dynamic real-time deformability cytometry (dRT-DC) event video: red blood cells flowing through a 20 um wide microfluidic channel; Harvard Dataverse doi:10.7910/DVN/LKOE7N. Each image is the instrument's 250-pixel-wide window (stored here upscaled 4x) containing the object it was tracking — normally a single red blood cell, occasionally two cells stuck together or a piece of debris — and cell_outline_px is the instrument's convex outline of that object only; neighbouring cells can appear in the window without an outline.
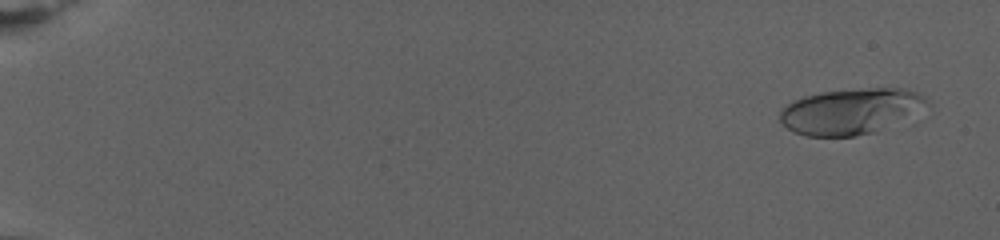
{"species": "human", "species_latin": "Homo sapiens", "temperature_condition": "warm", "stored_images_in_passage": 78, "camera_frame_rate_fps": 3000, "um_per_image_px": 0.085, "donor": {"sex": "female"}, "frame": {"image": 1, "passage_image": 4, "time_ms": 1.0, "image_size_px": [1000, 240], "cell_outline_px": [[928, 104], [876, 132], [852, 136], [804, 136], [792, 132], [780, 120], [780, 112], [792, 100], [804, 96], [824, 92], [868, 88], [900, 88], [916, 92], [924, 96], [928, 100]], "centroid_in_image_um": [72.23, 9.46], "position_along_channel_um": 12.8, "area_um2": 38.38}}
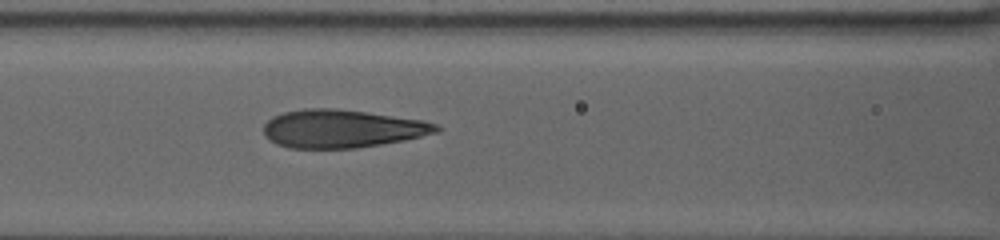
{"frame": {"image": 2, "passage_image": 37, "time_ms": 12.0, "image_size_px": [1000, 240], "cell_outline_px": [[440, 128], [436, 132], [404, 140], [356, 148], [288, 148], [276, 144], [264, 132], [264, 124], [272, 116], [284, 112], [304, 108], [332, 108], [364, 112], [420, 120], [436, 124]], "centroid_in_image_um": [29.02, 10.94], "position_along_channel_um": 137.6, "area_um2": 37.8}}
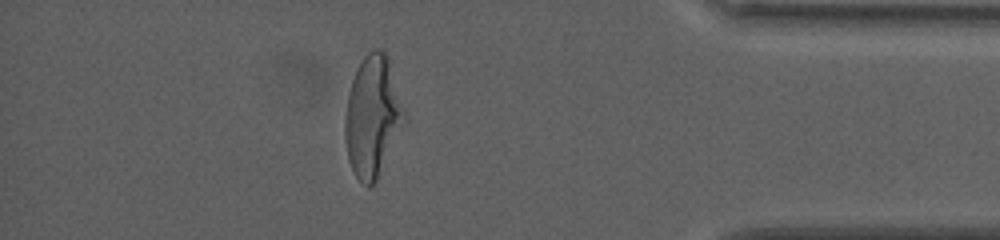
{"frame": {"image": 3, "passage_image": 69, "time_ms": 22.667, "image_size_px": [1000, 240], "cell_outline_px": [[408, 120], [376, 180], [368, 188], [356, 176], [348, 160], [344, 136], [344, 120], [348, 92], [356, 68], [364, 56], [372, 48], [380, 48], [384, 52], [388, 60]], "centroid_in_image_um": [31.67, 9.9], "position_along_channel_um": 403.5, "area_um2": 41.96}, "authors_computed_cell_mechanics": {"area_um2": 38.3503, "velocity_mm_per_s": 2.7604, "shape_relaxation_time_tau1_ms": 8.1639, "shape_relaxation_time_tau2_ms": null, "deformation_change_tau1": 0.2675, "deformation_change_tau2": null}}